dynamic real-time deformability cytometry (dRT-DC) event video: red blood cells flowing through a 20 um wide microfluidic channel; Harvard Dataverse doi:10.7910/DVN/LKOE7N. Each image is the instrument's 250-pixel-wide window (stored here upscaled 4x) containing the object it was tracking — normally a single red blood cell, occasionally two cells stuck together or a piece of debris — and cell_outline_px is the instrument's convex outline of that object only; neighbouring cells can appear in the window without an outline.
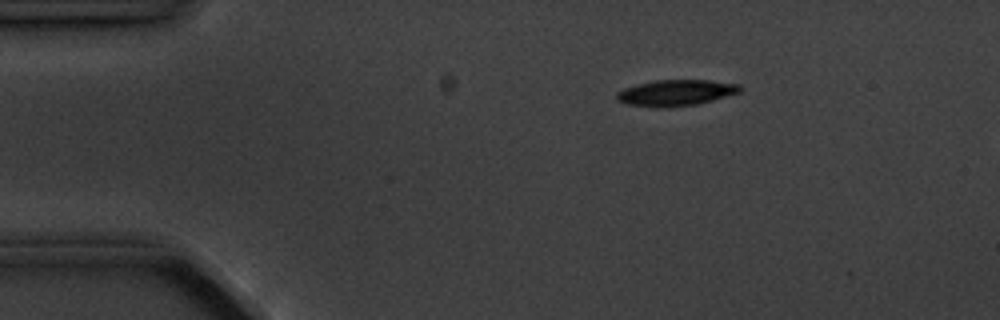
{"species": "common noctule bat (a hibernating species)", "species_latin": "Nyctalus noctula", "temperature_condition": "cold", "stored_images_in_passage": 4, "camera_frame_rate_fps": 3000, "um_per_image_px": 0.085, "animal": {"sex": "male", "body_mass_g": 20.1, "forearm_length_mm": 53.5}, "frame": {"image": 1, "passage_image": 1, "time_ms": 0.0, "image_size_px": [1000, 320], "cell_outline_px": [[740, 92], [712, 100], [696, 104], [656, 108], [628, 104], [616, 100], [616, 92], [624, 88], [636, 84], [656, 80], [708, 80], [740, 84]], "centroid_in_image_um": [57.4, 7.88], "position_along_channel_um": 27.6, "area_um2": 18.61}}